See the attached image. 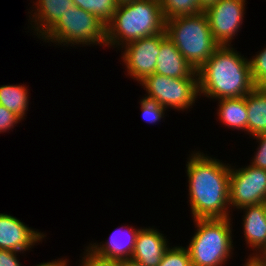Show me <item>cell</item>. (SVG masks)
Listing matches in <instances>:
<instances>
[{"label":"cell","mask_w":266,"mask_h":266,"mask_svg":"<svg viewBox=\"0 0 266 266\" xmlns=\"http://www.w3.org/2000/svg\"><path fill=\"white\" fill-rule=\"evenodd\" d=\"M188 159L186 173L193 220L230 217L231 165L205 156L203 152H193Z\"/></svg>","instance_id":"1"},{"label":"cell","mask_w":266,"mask_h":266,"mask_svg":"<svg viewBox=\"0 0 266 266\" xmlns=\"http://www.w3.org/2000/svg\"><path fill=\"white\" fill-rule=\"evenodd\" d=\"M197 74L200 96L216 100L243 97L255 88L249 59L227 45H220Z\"/></svg>","instance_id":"2"},{"label":"cell","mask_w":266,"mask_h":266,"mask_svg":"<svg viewBox=\"0 0 266 266\" xmlns=\"http://www.w3.org/2000/svg\"><path fill=\"white\" fill-rule=\"evenodd\" d=\"M166 20L160 0H133L118 4L106 25V46L115 48L165 32Z\"/></svg>","instance_id":"3"},{"label":"cell","mask_w":266,"mask_h":266,"mask_svg":"<svg viewBox=\"0 0 266 266\" xmlns=\"http://www.w3.org/2000/svg\"><path fill=\"white\" fill-rule=\"evenodd\" d=\"M165 32L189 64L198 70L220 46L204 12L166 20Z\"/></svg>","instance_id":"4"},{"label":"cell","mask_w":266,"mask_h":266,"mask_svg":"<svg viewBox=\"0 0 266 266\" xmlns=\"http://www.w3.org/2000/svg\"><path fill=\"white\" fill-rule=\"evenodd\" d=\"M195 235L186 247L192 266H222L233 249L231 218L194 219Z\"/></svg>","instance_id":"5"},{"label":"cell","mask_w":266,"mask_h":266,"mask_svg":"<svg viewBox=\"0 0 266 266\" xmlns=\"http://www.w3.org/2000/svg\"><path fill=\"white\" fill-rule=\"evenodd\" d=\"M45 42L74 46L90 44L106 46V25L97 17L73 5L41 37Z\"/></svg>","instance_id":"6"},{"label":"cell","mask_w":266,"mask_h":266,"mask_svg":"<svg viewBox=\"0 0 266 266\" xmlns=\"http://www.w3.org/2000/svg\"><path fill=\"white\" fill-rule=\"evenodd\" d=\"M151 99L166 109L185 110L195 103L199 93L198 77L171 78L153 73L140 83Z\"/></svg>","instance_id":"7"},{"label":"cell","mask_w":266,"mask_h":266,"mask_svg":"<svg viewBox=\"0 0 266 266\" xmlns=\"http://www.w3.org/2000/svg\"><path fill=\"white\" fill-rule=\"evenodd\" d=\"M264 202H266V169L252 165L238 169L230 168L229 206L240 209Z\"/></svg>","instance_id":"8"},{"label":"cell","mask_w":266,"mask_h":266,"mask_svg":"<svg viewBox=\"0 0 266 266\" xmlns=\"http://www.w3.org/2000/svg\"><path fill=\"white\" fill-rule=\"evenodd\" d=\"M167 36L166 32L140 38L124 45L122 60L125 63L127 74L136 81H142L155 71L160 43Z\"/></svg>","instance_id":"9"},{"label":"cell","mask_w":266,"mask_h":266,"mask_svg":"<svg viewBox=\"0 0 266 266\" xmlns=\"http://www.w3.org/2000/svg\"><path fill=\"white\" fill-rule=\"evenodd\" d=\"M245 0H219L204 13L208 18L212 36L219 45L230 46L244 17Z\"/></svg>","instance_id":"10"},{"label":"cell","mask_w":266,"mask_h":266,"mask_svg":"<svg viewBox=\"0 0 266 266\" xmlns=\"http://www.w3.org/2000/svg\"><path fill=\"white\" fill-rule=\"evenodd\" d=\"M46 237L10 214L0 213V249L21 253Z\"/></svg>","instance_id":"11"},{"label":"cell","mask_w":266,"mask_h":266,"mask_svg":"<svg viewBox=\"0 0 266 266\" xmlns=\"http://www.w3.org/2000/svg\"><path fill=\"white\" fill-rule=\"evenodd\" d=\"M123 228L122 226L116 229L104 244L91 243V246H88L85 250L99 259L112 262L131 259L137 235L141 228L133 229V227L129 228V226Z\"/></svg>","instance_id":"12"},{"label":"cell","mask_w":266,"mask_h":266,"mask_svg":"<svg viewBox=\"0 0 266 266\" xmlns=\"http://www.w3.org/2000/svg\"><path fill=\"white\" fill-rule=\"evenodd\" d=\"M164 234L155 228H141L138 232L131 259L144 266H158L169 248Z\"/></svg>","instance_id":"13"},{"label":"cell","mask_w":266,"mask_h":266,"mask_svg":"<svg viewBox=\"0 0 266 266\" xmlns=\"http://www.w3.org/2000/svg\"><path fill=\"white\" fill-rule=\"evenodd\" d=\"M154 73L171 78L198 77L197 70L189 64L168 36L160 43Z\"/></svg>","instance_id":"14"},{"label":"cell","mask_w":266,"mask_h":266,"mask_svg":"<svg viewBox=\"0 0 266 266\" xmlns=\"http://www.w3.org/2000/svg\"><path fill=\"white\" fill-rule=\"evenodd\" d=\"M245 212L243 218V231L247 245L257 251L250 254L249 258L256 257L266 248V210L264 203L259 205L244 206L240 208ZM259 253V254H258Z\"/></svg>","instance_id":"15"},{"label":"cell","mask_w":266,"mask_h":266,"mask_svg":"<svg viewBox=\"0 0 266 266\" xmlns=\"http://www.w3.org/2000/svg\"><path fill=\"white\" fill-rule=\"evenodd\" d=\"M73 5V0H37L32 19L30 17V21L35 23L31 27L35 29L36 36L41 38Z\"/></svg>","instance_id":"16"},{"label":"cell","mask_w":266,"mask_h":266,"mask_svg":"<svg viewBox=\"0 0 266 266\" xmlns=\"http://www.w3.org/2000/svg\"><path fill=\"white\" fill-rule=\"evenodd\" d=\"M247 132L253 136L266 133V90L254 88L246 95Z\"/></svg>","instance_id":"17"},{"label":"cell","mask_w":266,"mask_h":266,"mask_svg":"<svg viewBox=\"0 0 266 266\" xmlns=\"http://www.w3.org/2000/svg\"><path fill=\"white\" fill-rule=\"evenodd\" d=\"M218 119L227 126L247 132L246 96L238 98H224L218 100Z\"/></svg>","instance_id":"18"},{"label":"cell","mask_w":266,"mask_h":266,"mask_svg":"<svg viewBox=\"0 0 266 266\" xmlns=\"http://www.w3.org/2000/svg\"><path fill=\"white\" fill-rule=\"evenodd\" d=\"M28 94V89L24 85H2L0 86V104L22 120L28 110Z\"/></svg>","instance_id":"19"},{"label":"cell","mask_w":266,"mask_h":266,"mask_svg":"<svg viewBox=\"0 0 266 266\" xmlns=\"http://www.w3.org/2000/svg\"><path fill=\"white\" fill-rule=\"evenodd\" d=\"M74 5L93 14L107 25L117 10L116 0H73Z\"/></svg>","instance_id":"20"},{"label":"cell","mask_w":266,"mask_h":266,"mask_svg":"<svg viewBox=\"0 0 266 266\" xmlns=\"http://www.w3.org/2000/svg\"><path fill=\"white\" fill-rule=\"evenodd\" d=\"M160 4L165 20L203 12L199 7L198 0H160Z\"/></svg>","instance_id":"21"},{"label":"cell","mask_w":266,"mask_h":266,"mask_svg":"<svg viewBox=\"0 0 266 266\" xmlns=\"http://www.w3.org/2000/svg\"><path fill=\"white\" fill-rule=\"evenodd\" d=\"M253 83L256 88L266 86V48L249 60Z\"/></svg>","instance_id":"22"},{"label":"cell","mask_w":266,"mask_h":266,"mask_svg":"<svg viewBox=\"0 0 266 266\" xmlns=\"http://www.w3.org/2000/svg\"><path fill=\"white\" fill-rule=\"evenodd\" d=\"M158 266H192L187 248L182 246L169 247Z\"/></svg>","instance_id":"23"},{"label":"cell","mask_w":266,"mask_h":266,"mask_svg":"<svg viewBox=\"0 0 266 266\" xmlns=\"http://www.w3.org/2000/svg\"><path fill=\"white\" fill-rule=\"evenodd\" d=\"M140 108L142 112V118L147 123H155L160 121L164 117V111L166 108L161 106L157 100L149 97H144L140 100Z\"/></svg>","instance_id":"24"},{"label":"cell","mask_w":266,"mask_h":266,"mask_svg":"<svg viewBox=\"0 0 266 266\" xmlns=\"http://www.w3.org/2000/svg\"><path fill=\"white\" fill-rule=\"evenodd\" d=\"M253 137L259 142V146L250 164L257 168L266 169V133Z\"/></svg>","instance_id":"25"},{"label":"cell","mask_w":266,"mask_h":266,"mask_svg":"<svg viewBox=\"0 0 266 266\" xmlns=\"http://www.w3.org/2000/svg\"><path fill=\"white\" fill-rule=\"evenodd\" d=\"M20 121L21 119L16 114L0 104V133L14 128V125Z\"/></svg>","instance_id":"26"},{"label":"cell","mask_w":266,"mask_h":266,"mask_svg":"<svg viewBox=\"0 0 266 266\" xmlns=\"http://www.w3.org/2000/svg\"><path fill=\"white\" fill-rule=\"evenodd\" d=\"M81 260V266H115V262L109 260H102L93 256L89 251L86 250Z\"/></svg>","instance_id":"27"},{"label":"cell","mask_w":266,"mask_h":266,"mask_svg":"<svg viewBox=\"0 0 266 266\" xmlns=\"http://www.w3.org/2000/svg\"><path fill=\"white\" fill-rule=\"evenodd\" d=\"M17 252L0 249V266H21Z\"/></svg>","instance_id":"28"},{"label":"cell","mask_w":266,"mask_h":266,"mask_svg":"<svg viewBox=\"0 0 266 266\" xmlns=\"http://www.w3.org/2000/svg\"><path fill=\"white\" fill-rule=\"evenodd\" d=\"M36 266H68V261H66V260H63V259H58V260H56L55 259V261L54 260H52V262H46V263H41V264H38V265H36Z\"/></svg>","instance_id":"29"},{"label":"cell","mask_w":266,"mask_h":266,"mask_svg":"<svg viewBox=\"0 0 266 266\" xmlns=\"http://www.w3.org/2000/svg\"><path fill=\"white\" fill-rule=\"evenodd\" d=\"M115 266H144V265L132 259H126V260L116 261Z\"/></svg>","instance_id":"30"},{"label":"cell","mask_w":266,"mask_h":266,"mask_svg":"<svg viewBox=\"0 0 266 266\" xmlns=\"http://www.w3.org/2000/svg\"><path fill=\"white\" fill-rule=\"evenodd\" d=\"M219 0H198L200 9L204 12L207 8L218 2Z\"/></svg>","instance_id":"31"},{"label":"cell","mask_w":266,"mask_h":266,"mask_svg":"<svg viewBox=\"0 0 266 266\" xmlns=\"http://www.w3.org/2000/svg\"><path fill=\"white\" fill-rule=\"evenodd\" d=\"M251 260L257 265V266H266V262L258 255L256 257H252Z\"/></svg>","instance_id":"32"},{"label":"cell","mask_w":266,"mask_h":266,"mask_svg":"<svg viewBox=\"0 0 266 266\" xmlns=\"http://www.w3.org/2000/svg\"><path fill=\"white\" fill-rule=\"evenodd\" d=\"M247 262L243 264L244 266H257L251 259H247Z\"/></svg>","instance_id":"33"},{"label":"cell","mask_w":266,"mask_h":266,"mask_svg":"<svg viewBox=\"0 0 266 266\" xmlns=\"http://www.w3.org/2000/svg\"><path fill=\"white\" fill-rule=\"evenodd\" d=\"M259 256L266 262V248L262 251V253Z\"/></svg>","instance_id":"34"},{"label":"cell","mask_w":266,"mask_h":266,"mask_svg":"<svg viewBox=\"0 0 266 266\" xmlns=\"http://www.w3.org/2000/svg\"><path fill=\"white\" fill-rule=\"evenodd\" d=\"M130 1H133V0H116V2L118 4L127 3V2H130Z\"/></svg>","instance_id":"35"}]
</instances>
